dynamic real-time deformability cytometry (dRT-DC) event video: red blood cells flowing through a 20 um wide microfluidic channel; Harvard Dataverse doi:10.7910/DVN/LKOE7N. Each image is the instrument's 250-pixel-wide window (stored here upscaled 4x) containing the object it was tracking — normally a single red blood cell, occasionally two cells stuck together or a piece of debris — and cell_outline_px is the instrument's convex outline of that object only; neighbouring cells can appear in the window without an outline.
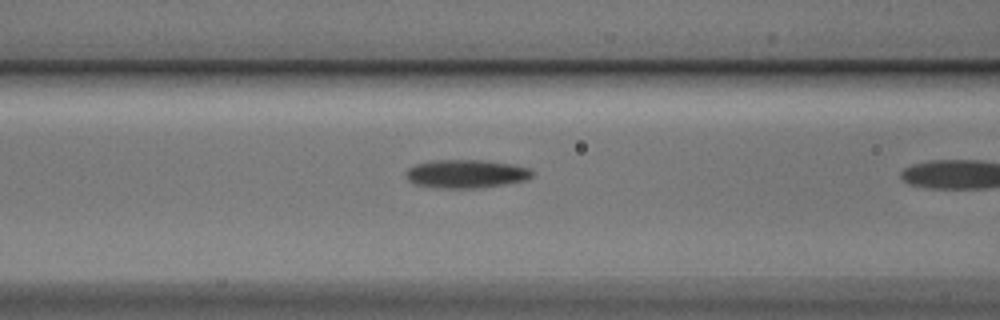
{"species": "Egyptian fruit bat (a non-hibernating species)", "species_latin": "Rousettus aegyptiacus", "temperature_condition": "cold", "stored_images_in_passage": 10, "camera_frame_rate_fps": 3000, "um_per_image_px": 0.085, "animal": {"sex": "male"}, "frame": {"image": 1, "passage_image": 9, "time_ms": 2.667, "image_size_px": [1000, 320], "cell_outline_px": [[532, 176], [528, 180], [480, 188], [436, 188], [412, 184], [404, 176], [404, 172], [408, 168], [416, 164], [432, 160], [480, 160], [512, 164], [532, 168]], "centroid_in_image_um": [39.58, 14.78], "position_along_channel_um": 127.0, "area_um2": 21.21}}